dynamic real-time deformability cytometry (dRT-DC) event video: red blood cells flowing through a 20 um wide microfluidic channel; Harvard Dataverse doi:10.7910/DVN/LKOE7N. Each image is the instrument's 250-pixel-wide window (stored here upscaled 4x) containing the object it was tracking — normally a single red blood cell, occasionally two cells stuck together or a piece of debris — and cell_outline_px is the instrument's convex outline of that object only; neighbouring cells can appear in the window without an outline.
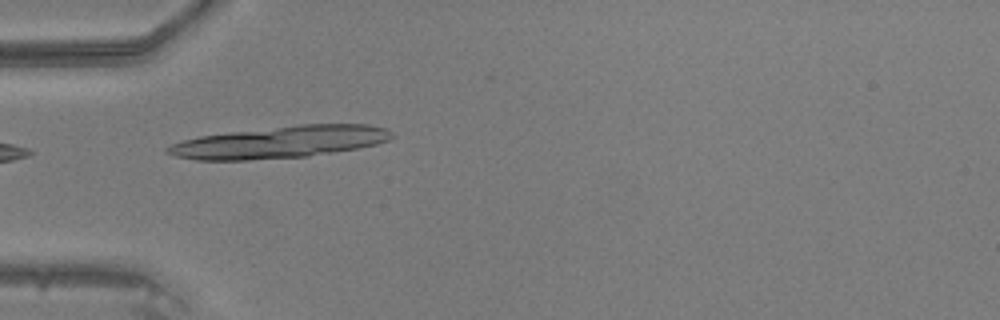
{"species": "common noctule bat (a hibernating species)", "species_latin": "Nyctalus noctula", "temperature_condition": "warm", "stored_images_in_passage": 18, "camera_frame_rate_fps": 3000, "um_per_image_px": 0.085, "animal": {"sex": "male", "body_mass_g": 20.5, "forearm_length_mm": 52.5}, "frame": {"image": 1, "passage_image": 1, "time_ms": 0.0, "image_size_px": [1000, 320], "cell_outline_px": [[396, 136], [388, 140], [376, 144], [356, 148], [308, 156], [248, 160], [196, 160], [176, 156], [164, 152], [164, 148], [172, 144], [184, 140], [200, 136], [232, 132], [300, 124], [368, 124], [388, 128]], "centroid_in_image_um": [23.82, 12.07], "position_along_channel_um": 61.2, "area_um2": 41.56}}